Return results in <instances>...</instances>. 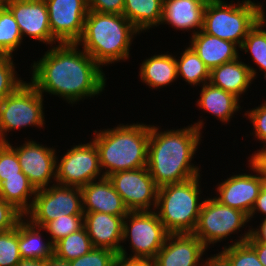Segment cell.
Masks as SVG:
<instances>
[{
	"label": "cell",
	"mask_w": 266,
	"mask_h": 266,
	"mask_svg": "<svg viewBox=\"0 0 266 266\" xmlns=\"http://www.w3.org/2000/svg\"><path fill=\"white\" fill-rule=\"evenodd\" d=\"M67 151L60 163L56 158L58 162H56L55 183L81 188L96 178L104 177V174H101L99 152L92 140L86 144L75 145Z\"/></svg>",
	"instance_id": "8fae6325"
},
{
	"label": "cell",
	"mask_w": 266,
	"mask_h": 266,
	"mask_svg": "<svg viewBox=\"0 0 266 266\" xmlns=\"http://www.w3.org/2000/svg\"><path fill=\"white\" fill-rule=\"evenodd\" d=\"M43 96L25 81L0 102V142H8L6 135L12 130L44 126Z\"/></svg>",
	"instance_id": "52a82bcc"
},
{
	"label": "cell",
	"mask_w": 266,
	"mask_h": 266,
	"mask_svg": "<svg viewBox=\"0 0 266 266\" xmlns=\"http://www.w3.org/2000/svg\"><path fill=\"white\" fill-rule=\"evenodd\" d=\"M83 212H102L114 216H126L129 210L115 191L108 177L91 181L81 187Z\"/></svg>",
	"instance_id": "d6986e66"
},
{
	"label": "cell",
	"mask_w": 266,
	"mask_h": 266,
	"mask_svg": "<svg viewBox=\"0 0 266 266\" xmlns=\"http://www.w3.org/2000/svg\"><path fill=\"white\" fill-rule=\"evenodd\" d=\"M139 69L141 81L151 89L163 88L178 78L176 58L166 53L145 59Z\"/></svg>",
	"instance_id": "d4e9b609"
},
{
	"label": "cell",
	"mask_w": 266,
	"mask_h": 266,
	"mask_svg": "<svg viewBox=\"0 0 266 266\" xmlns=\"http://www.w3.org/2000/svg\"><path fill=\"white\" fill-rule=\"evenodd\" d=\"M125 216H114L102 212H84L83 226L92 241L94 248H105L127 257L122 242L123 222Z\"/></svg>",
	"instance_id": "e0dca14e"
},
{
	"label": "cell",
	"mask_w": 266,
	"mask_h": 266,
	"mask_svg": "<svg viewBox=\"0 0 266 266\" xmlns=\"http://www.w3.org/2000/svg\"><path fill=\"white\" fill-rule=\"evenodd\" d=\"M180 58V59H179ZM176 59L177 77H181L190 85L205 84L210 81V70L189 46Z\"/></svg>",
	"instance_id": "83f0119b"
},
{
	"label": "cell",
	"mask_w": 266,
	"mask_h": 266,
	"mask_svg": "<svg viewBox=\"0 0 266 266\" xmlns=\"http://www.w3.org/2000/svg\"><path fill=\"white\" fill-rule=\"evenodd\" d=\"M4 177L27 176L22 172L16 152L6 142H0V184Z\"/></svg>",
	"instance_id": "8d00e7d4"
},
{
	"label": "cell",
	"mask_w": 266,
	"mask_h": 266,
	"mask_svg": "<svg viewBox=\"0 0 266 266\" xmlns=\"http://www.w3.org/2000/svg\"><path fill=\"white\" fill-rule=\"evenodd\" d=\"M266 15H263L256 25L248 32L240 49L247 53H251L253 61L259 67V70L264 72L266 79Z\"/></svg>",
	"instance_id": "f546056e"
},
{
	"label": "cell",
	"mask_w": 266,
	"mask_h": 266,
	"mask_svg": "<svg viewBox=\"0 0 266 266\" xmlns=\"http://www.w3.org/2000/svg\"><path fill=\"white\" fill-rule=\"evenodd\" d=\"M24 38L11 11L5 6L0 9V55L13 57Z\"/></svg>",
	"instance_id": "4dcf8cb0"
},
{
	"label": "cell",
	"mask_w": 266,
	"mask_h": 266,
	"mask_svg": "<svg viewBox=\"0 0 266 266\" xmlns=\"http://www.w3.org/2000/svg\"><path fill=\"white\" fill-rule=\"evenodd\" d=\"M241 235L236 242L225 246L221 253L229 260L231 266H263L256 251L246 242L250 236V229Z\"/></svg>",
	"instance_id": "1f68e13d"
},
{
	"label": "cell",
	"mask_w": 266,
	"mask_h": 266,
	"mask_svg": "<svg viewBox=\"0 0 266 266\" xmlns=\"http://www.w3.org/2000/svg\"><path fill=\"white\" fill-rule=\"evenodd\" d=\"M261 4L243 0L237 4L210 0L204 9L203 31L241 47L248 32L263 18Z\"/></svg>",
	"instance_id": "8992f818"
},
{
	"label": "cell",
	"mask_w": 266,
	"mask_h": 266,
	"mask_svg": "<svg viewBox=\"0 0 266 266\" xmlns=\"http://www.w3.org/2000/svg\"><path fill=\"white\" fill-rule=\"evenodd\" d=\"M202 266H231L229 260L221 253L214 254L205 260H203Z\"/></svg>",
	"instance_id": "f6af8a7d"
},
{
	"label": "cell",
	"mask_w": 266,
	"mask_h": 266,
	"mask_svg": "<svg viewBox=\"0 0 266 266\" xmlns=\"http://www.w3.org/2000/svg\"><path fill=\"white\" fill-rule=\"evenodd\" d=\"M188 1H210V0H188Z\"/></svg>",
	"instance_id": "816d5d0a"
},
{
	"label": "cell",
	"mask_w": 266,
	"mask_h": 266,
	"mask_svg": "<svg viewBox=\"0 0 266 266\" xmlns=\"http://www.w3.org/2000/svg\"><path fill=\"white\" fill-rule=\"evenodd\" d=\"M15 266H48V260L21 259Z\"/></svg>",
	"instance_id": "7dc6e473"
},
{
	"label": "cell",
	"mask_w": 266,
	"mask_h": 266,
	"mask_svg": "<svg viewBox=\"0 0 266 266\" xmlns=\"http://www.w3.org/2000/svg\"><path fill=\"white\" fill-rule=\"evenodd\" d=\"M246 242L266 243V218H263V221L258 229H250V236Z\"/></svg>",
	"instance_id": "7bdbcfd3"
},
{
	"label": "cell",
	"mask_w": 266,
	"mask_h": 266,
	"mask_svg": "<svg viewBox=\"0 0 266 266\" xmlns=\"http://www.w3.org/2000/svg\"><path fill=\"white\" fill-rule=\"evenodd\" d=\"M256 70L246 63L236 60L224 63L210 71V83L213 86L234 94L239 99L247 92L251 82L256 77Z\"/></svg>",
	"instance_id": "44dd1931"
},
{
	"label": "cell",
	"mask_w": 266,
	"mask_h": 266,
	"mask_svg": "<svg viewBox=\"0 0 266 266\" xmlns=\"http://www.w3.org/2000/svg\"><path fill=\"white\" fill-rule=\"evenodd\" d=\"M257 253V257L263 266H266V243L247 242Z\"/></svg>",
	"instance_id": "bcb514c9"
},
{
	"label": "cell",
	"mask_w": 266,
	"mask_h": 266,
	"mask_svg": "<svg viewBox=\"0 0 266 266\" xmlns=\"http://www.w3.org/2000/svg\"><path fill=\"white\" fill-rule=\"evenodd\" d=\"M48 266H69V262L57 259L53 256L48 260Z\"/></svg>",
	"instance_id": "c3c4849f"
},
{
	"label": "cell",
	"mask_w": 266,
	"mask_h": 266,
	"mask_svg": "<svg viewBox=\"0 0 266 266\" xmlns=\"http://www.w3.org/2000/svg\"><path fill=\"white\" fill-rule=\"evenodd\" d=\"M94 132L92 141L98 149L104 177L119 171L147 167L150 125L120 124L112 129Z\"/></svg>",
	"instance_id": "277c9868"
},
{
	"label": "cell",
	"mask_w": 266,
	"mask_h": 266,
	"mask_svg": "<svg viewBox=\"0 0 266 266\" xmlns=\"http://www.w3.org/2000/svg\"><path fill=\"white\" fill-rule=\"evenodd\" d=\"M168 234L156 210L129 211L123 222L122 243L130 239L134 255L128 258L154 259Z\"/></svg>",
	"instance_id": "9c48e42d"
},
{
	"label": "cell",
	"mask_w": 266,
	"mask_h": 266,
	"mask_svg": "<svg viewBox=\"0 0 266 266\" xmlns=\"http://www.w3.org/2000/svg\"><path fill=\"white\" fill-rule=\"evenodd\" d=\"M6 6V0H0V9Z\"/></svg>",
	"instance_id": "f907efd6"
},
{
	"label": "cell",
	"mask_w": 266,
	"mask_h": 266,
	"mask_svg": "<svg viewBox=\"0 0 266 266\" xmlns=\"http://www.w3.org/2000/svg\"><path fill=\"white\" fill-rule=\"evenodd\" d=\"M13 57L0 55V102L24 83L17 77Z\"/></svg>",
	"instance_id": "836d02e7"
},
{
	"label": "cell",
	"mask_w": 266,
	"mask_h": 266,
	"mask_svg": "<svg viewBox=\"0 0 266 266\" xmlns=\"http://www.w3.org/2000/svg\"><path fill=\"white\" fill-rule=\"evenodd\" d=\"M24 215L12 204L0 198V233L12 230Z\"/></svg>",
	"instance_id": "f35d334b"
},
{
	"label": "cell",
	"mask_w": 266,
	"mask_h": 266,
	"mask_svg": "<svg viewBox=\"0 0 266 266\" xmlns=\"http://www.w3.org/2000/svg\"><path fill=\"white\" fill-rule=\"evenodd\" d=\"M208 2L163 0V14L160 24H170L176 30L194 29L192 35H195L203 29L204 9Z\"/></svg>",
	"instance_id": "ffe728a7"
},
{
	"label": "cell",
	"mask_w": 266,
	"mask_h": 266,
	"mask_svg": "<svg viewBox=\"0 0 266 266\" xmlns=\"http://www.w3.org/2000/svg\"><path fill=\"white\" fill-rule=\"evenodd\" d=\"M30 210L24 215L34 225L44 227L64 215H84L80 187L53 184L38 189Z\"/></svg>",
	"instance_id": "ba28073f"
},
{
	"label": "cell",
	"mask_w": 266,
	"mask_h": 266,
	"mask_svg": "<svg viewBox=\"0 0 266 266\" xmlns=\"http://www.w3.org/2000/svg\"><path fill=\"white\" fill-rule=\"evenodd\" d=\"M116 266H156L154 259L118 257Z\"/></svg>",
	"instance_id": "60d3db41"
},
{
	"label": "cell",
	"mask_w": 266,
	"mask_h": 266,
	"mask_svg": "<svg viewBox=\"0 0 266 266\" xmlns=\"http://www.w3.org/2000/svg\"><path fill=\"white\" fill-rule=\"evenodd\" d=\"M94 248L85 227L63 237L54 244V256L63 261L77 259Z\"/></svg>",
	"instance_id": "f1b7e54d"
},
{
	"label": "cell",
	"mask_w": 266,
	"mask_h": 266,
	"mask_svg": "<svg viewBox=\"0 0 266 266\" xmlns=\"http://www.w3.org/2000/svg\"><path fill=\"white\" fill-rule=\"evenodd\" d=\"M55 46L31 67L30 83L42 95L47 92L74 104L105 90L106 76L102 67L84 50L80 51L77 43Z\"/></svg>",
	"instance_id": "6da1fadb"
},
{
	"label": "cell",
	"mask_w": 266,
	"mask_h": 266,
	"mask_svg": "<svg viewBox=\"0 0 266 266\" xmlns=\"http://www.w3.org/2000/svg\"><path fill=\"white\" fill-rule=\"evenodd\" d=\"M206 250L207 247L193 233L168 234L154 258L155 265L202 266L201 257Z\"/></svg>",
	"instance_id": "ac0fdd59"
},
{
	"label": "cell",
	"mask_w": 266,
	"mask_h": 266,
	"mask_svg": "<svg viewBox=\"0 0 266 266\" xmlns=\"http://www.w3.org/2000/svg\"><path fill=\"white\" fill-rule=\"evenodd\" d=\"M83 227V215H64L48 222L43 230L51 235L53 244Z\"/></svg>",
	"instance_id": "d6a6232c"
},
{
	"label": "cell",
	"mask_w": 266,
	"mask_h": 266,
	"mask_svg": "<svg viewBox=\"0 0 266 266\" xmlns=\"http://www.w3.org/2000/svg\"><path fill=\"white\" fill-rule=\"evenodd\" d=\"M107 177L129 211L156 209L159 187L147 167L119 171Z\"/></svg>",
	"instance_id": "7c38bea8"
},
{
	"label": "cell",
	"mask_w": 266,
	"mask_h": 266,
	"mask_svg": "<svg viewBox=\"0 0 266 266\" xmlns=\"http://www.w3.org/2000/svg\"><path fill=\"white\" fill-rule=\"evenodd\" d=\"M263 179V187L266 188V169H258Z\"/></svg>",
	"instance_id": "681fc988"
},
{
	"label": "cell",
	"mask_w": 266,
	"mask_h": 266,
	"mask_svg": "<svg viewBox=\"0 0 266 266\" xmlns=\"http://www.w3.org/2000/svg\"><path fill=\"white\" fill-rule=\"evenodd\" d=\"M163 0H124L123 15L139 30L160 25Z\"/></svg>",
	"instance_id": "484cf974"
},
{
	"label": "cell",
	"mask_w": 266,
	"mask_h": 266,
	"mask_svg": "<svg viewBox=\"0 0 266 266\" xmlns=\"http://www.w3.org/2000/svg\"><path fill=\"white\" fill-rule=\"evenodd\" d=\"M17 154L22 172L28 177L36 190L47 188L52 179L56 181V150L35 141H25L19 147H13Z\"/></svg>",
	"instance_id": "5bb4252c"
},
{
	"label": "cell",
	"mask_w": 266,
	"mask_h": 266,
	"mask_svg": "<svg viewBox=\"0 0 266 266\" xmlns=\"http://www.w3.org/2000/svg\"><path fill=\"white\" fill-rule=\"evenodd\" d=\"M87 5L89 11L123 14L124 0H87Z\"/></svg>",
	"instance_id": "ab89813d"
},
{
	"label": "cell",
	"mask_w": 266,
	"mask_h": 266,
	"mask_svg": "<svg viewBox=\"0 0 266 266\" xmlns=\"http://www.w3.org/2000/svg\"><path fill=\"white\" fill-rule=\"evenodd\" d=\"M18 248V224L0 233V266H15L21 260Z\"/></svg>",
	"instance_id": "e575fe53"
},
{
	"label": "cell",
	"mask_w": 266,
	"mask_h": 266,
	"mask_svg": "<svg viewBox=\"0 0 266 266\" xmlns=\"http://www.w3.org/2000/svg\"><path fill=\"white\" fill-rule=\"evenodd\" d=\"M36 191L28 177H4L0 184V198L12 204L23 215L30 210L33 203L31 197L36 195Z\"/></svg>",
	"instance_id": "4316f807"
},
{
	"label": "cell",
	"mask_w": 266,
	"mask_h": 266,
	"mask_svg": "<svg viewBox=\"0 0 266 266\" xmlns=\"http://www.w3.org/2000/svg\"><path fill=\"white\" fill-rule=\"evenodd\" d=\"M22 37L28 36L49 45L60 42L52 35L45 0H6Z\"/></svg>",
	"instance_id": "2e32d148"
},
{
	"label": "cell",
	"mask_w": 266,
	"mask_h": 266,
	"mask_svg": "<svg viewBox=\"0 0 266 266\" xmlns=\"http://www.w3.org/2000/svg\"><path fill=\"white\" fill-rule=\"evenodd\" d=\"M52 35L60 43H76L84 31L87 0H45Z\"/></svg>",
	"instance_id": "4fadbf2b"
},
{
	"label": "cell",
	"mask_w": 266,
	"mask_h": 266,
	"mask_svg": "<svg viewBox=\"0 0 266 266\" xmlns=\"http://www.w3.org/2000/svg\"><path fill=\"white\" fill-rule=\"evenodd\" d=\"M249 222L248 215L218 202L214 197L206 198L202 204L193 234L208 248L221 242Z\"/></svg>",
	"instance_id": "30bf717a"
},
{
	"label": "cell",
	"mask_w": 266,
	"mask_h": 266,
	"mask_svg": "<svg viewBox=\"0 0 266 266\" xmlns=\"http://www.w3.org/2000/svg\"><path fill=\"white\" fill-rule=\"evenodd\" d=\"M248 162L250 169L257 174L244 173L227 177L218 185L219 196L214 198L221 204L243 211L249 216L259 192L263 188V179L258 168L249 160Z\"/></svg>",
	"instance_id": "9a60e30c"
},
{
	"label": "cell",
	"mask_w": 266,
	"mask_h": 266,
	"mask_svg": "<svg viewBox=\"0 0 266 266\" xmlns=\"http://www.w3.org/2000/svg\"><path fill=\"white\" fill-rule=\"evenodd\" d=\"M135 34L140 31L123 15L88 11L84 31L76 42L100 66L129 58Z\"/></svg>",
	"instance_id": "3957f363"
},
{
	"label": "cell",
	"mask_w": 266,
	"mask_h": 266,
	"mask_svg": "<svg viewBox=\"0 0 266 266\" xmlns=\"http://www.w3.org/2000/svg\"><path fill=\"white\" fill-rule=\"evenodd\" d=\"M118 254L105 248H93L87 254L69 261V266H116Z\"/></svg>",
	"instance_id": "d590c367"
},
{
	"label": "cell",
	"mask_w": 266,
	"mask_h": 266,
	"mask_svg": "<svg viewBox=\"0 0 266 266\" xmlns=\"http://www.w3.org/2000/svg\"><path fill=\"white\" fill-rule=\"evenodd\" d=\"M256 212L265 215V218H266V188L265 187H263L259 192V195L256 199L253 209L248 216L249 221L252 220L251 218H254L253 216L255 215Z\"/></svg>",
	"instance_id": "b9f144b4"
},
{
	"label": "cell",
	"mask_w": 266,
	"mask_h": 266,
	"mask_svg": "<svg viewBox=\"0 0 266 266\" xmlns=\"http://www.w3.org/2000/svg\"><path fill=\"white\" fill-rule=\"evenodd\" d=\"M244 116H247L254 129L252 134H255L257 140L261 141L263 144L266 143V101L260 106L252 108Z\"/></svg>",
	"instance_id": "74e56055"
},
{
	"label": "cell",
	"mask_w": 266,
	"mask_h": 266,
	"mask_svg": "<svg viewBox=\"0 0 266 266\" xmlns=\"http://www.w3.org/2000/svg\"><path fill=\"white\" fill-rule=\"evenodd\" d=\"M263 148L258 150L252 156H250V162L256 166L258 169H266V143H264Z\"/></svg>",
	"instance_id": "ee69618b"
},
{
	"label": "cell",
	"mask_w": 266,
	"mask_h": 266,
	"mask_svg": "<svg viewBox=\"0 0 266 266\" xmlns=\"http://www.w3.org/2000/svg\"><path fill=\"white\" fill-rule=\"evenodd\" d=\"M200 176L159 187L156 213L169 234L193 233L203 201Z\"/></svg>",
	"instance_id": "5b68a950"
},
{
	"label": "cell",
	"mask_w": 266,
	"mask_h": 266,
	"mask_svg": "<svg viewBox=\"0 0 266 266\" xmlns=\"http://www.w3.org/2000/svg\"><path fill=\"white\" fill-rule=\"evenodd\" d=\"M189 45L211 71L224 63L236 60L239 53L235 43L209 35L203 30L192 35Z\"/></svg>",
	"instance_id": "7402d4cb"
},
{
	"label": "cell",
	"mask_w": 266,
	"mask_h": 266,
	"mask_svg": "<svg viewBox=\"0 0 266 266\" xmlns=\"http://www.w3.org/2000/svg\"><path fill=\"white\" fill-rule=\"evenodd\" d=\"M197 106L218 117L221 122H229L241 107L240 99L234 94L213 86L210 82L203 84Z\"/></svg>",
	"instance_id": "603a6c76"
},
{
	"label": "cell",
	"mask_w": 266,
	"mask_h": 266,
	"mask_svg": "<svg viewBox=\"0 0 266 266\" xmlns=\"http://www.w3.org/2000/svg\"><path fill=\"white\" fill-rule=\"evenodd\" d=\"M203 125L201 120L183 129L164 132L150 125L147 169L158 187L200 176L199 167L191 162L202 138Z\"/></svg>",
	"instance_id": "7a4b0ae2"
},
{
	"label": "cell",
	"mask_w": 266,
	"mask_h": 266,
	"mask_svg": "<svg viewBox=\"0 0 266 266\" xmlns=\"http://www.w3.org/2000/svg\"><path fill=\"white\" fill-rule=\"evenodd\" d=\"M41 230L43 227L34 225L25 216L18 222V248L22 259L49 260L54 256V244L50 240L43 242Z\"/></svg>",
	"instance_id": "cb8c5ba5"
}]
</instances>
